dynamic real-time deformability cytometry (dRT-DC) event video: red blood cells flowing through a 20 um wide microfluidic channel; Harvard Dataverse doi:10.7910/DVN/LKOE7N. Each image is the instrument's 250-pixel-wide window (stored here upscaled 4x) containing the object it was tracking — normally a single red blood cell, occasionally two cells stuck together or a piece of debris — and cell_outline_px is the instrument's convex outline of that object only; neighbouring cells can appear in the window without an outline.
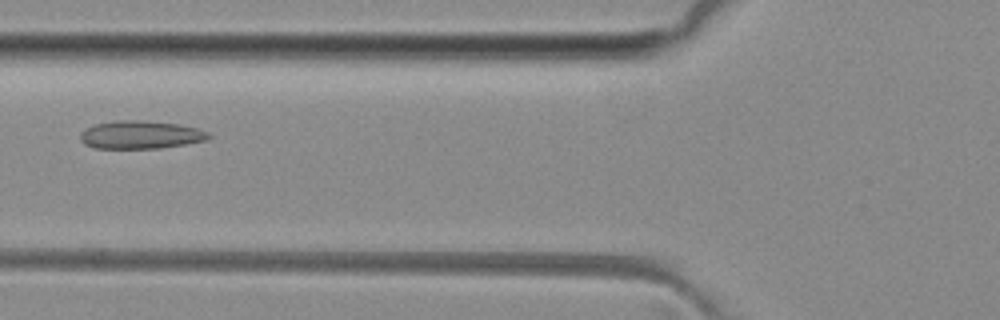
{"species": "common noctule bat (a hibernating species)", "species_latin": "Nyctalus noctula", "temperature_condition": "room temperature", "stored_images_in_passage": 42, "camera_frame_rate_fps": 3000, "um_per_image_px": 0.085, "animal": {"sex": "female", "body_mass_g": 29.2, "forearm_length_mm": 56.3}, "frame": {"image": 1, "passage_image": 11, "time_ms": 3.333, "image_size_px": [1000, 320], "cell_outline_px": [[212, 136], [208, 140], [160, 148], [92, 148], [84, 144], [80, 140], [80, 132], [96, 124], [116, 120], [140, 120], [180, 124], [196, 128], [208, 132]], "centroid_in_image_um": [11.95, 11.46], "position_along_channel_um": 113.8, "area_um2": 20.98}}
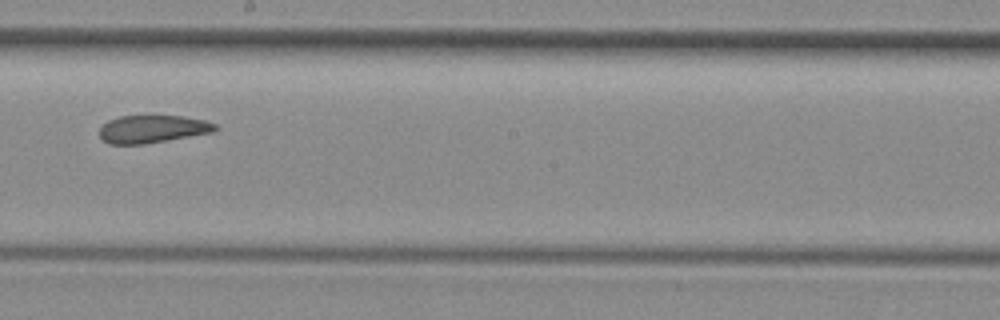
{"frame": {"image": 2, "passage_image": 20, "time_ms": 6.333, "image_size_px": [1000, 320], "cell_outline_px": [[220, 128], [212, 132], [168, 140], [144, 144], [108, 144], [100, 140], [100, 128], [108, 120], [120, 116], [184, 116], [204, 120], [216, 124]], "centroid_in_image_um": [12.95, 10.97], "position_along_channel_um": 235.3, "area_um2": 18.73}}
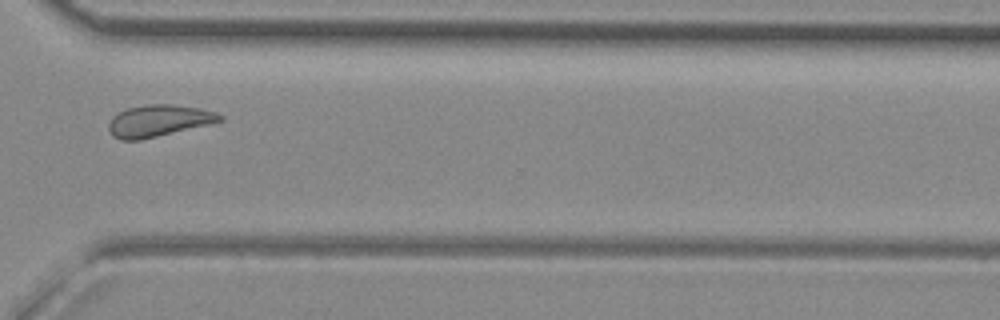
{"frame": {"image": 3, "passage_image": 29, "time_ms": 9.333, "image_size_px": [1000, 320], "cell_outline_px": [[224, 120], [208, 124], [140, 140], [120, 140], [112, 136], [108, 128], [108, 124], [112, 116], [128, 108], [148, 104], [172, 104], [200, 108], [216, 112], [224, 116]], "centroid_in_image_um": [13.47, 10.26], "position_along_channel_um": 357.1, "area_um2": 20.46}, "authors_computed_cell_mechanics": {"area_um2": 20.5479, "velocity_mm_per_s": 4.0547, "shape_relaxation_time_tau1_ms": null, "shape_relaxation_time_tau2_ms": 1.7722, "deformation_change_tau1": null, "deformation_change_tau2": 0.0774}}